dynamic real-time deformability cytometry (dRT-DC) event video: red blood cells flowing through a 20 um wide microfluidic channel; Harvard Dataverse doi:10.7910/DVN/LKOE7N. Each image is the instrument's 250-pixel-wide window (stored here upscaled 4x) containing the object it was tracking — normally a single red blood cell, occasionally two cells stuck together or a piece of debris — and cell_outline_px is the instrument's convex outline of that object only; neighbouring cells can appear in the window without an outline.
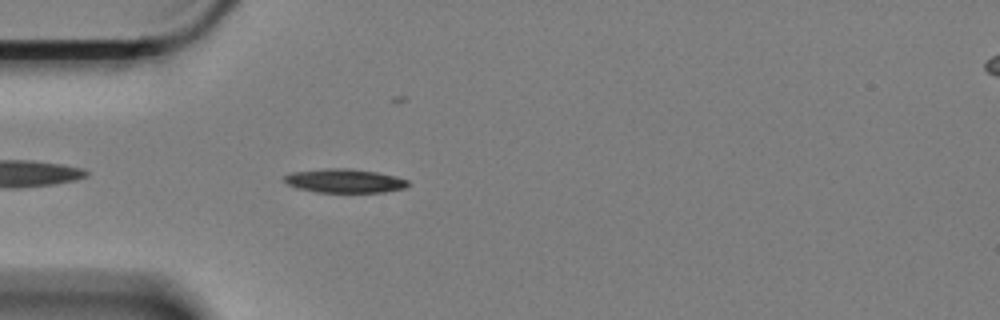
{"species": "Egyptian fruit bat (a non-hibernating species)", "species_latin": "Rousettus aegyptiacus", "temperature_condition": "cold", "stored_images_in_passage": 46, "camera_frame_rate_fps": 3000, "um_per_image_px": 0.085, "animal": {"sex": "female"}, "frame": {"image": 1, "passage_image": 4, "time_ms": 1.0, "image_size_px": [1000, 320], "cell_outline_px": [[408, 184], [404, 188], [384, 192], [316, 192], [296, 188], [288, 184], [280, 176], [292, 172], [328, 168], [348, 168], [376, 172], [396, 176], [408, 180]], "centroid_in_image_um": [29.24, 15.37], "position_along_channel_um": 55.8, "area_um2": 17.22}}
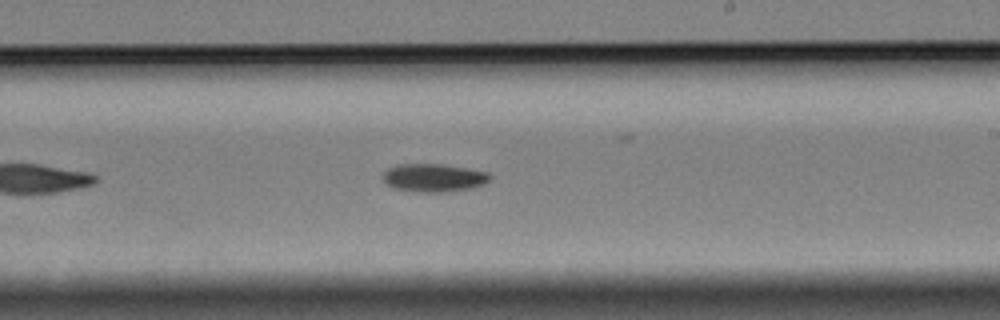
{"frame": {"image": 2, "passage_image": 22, "time_ms": 7.0, "image_size_px": [1000, 320], "cell_outline_px": [[492, 176], [484, 184], [472, 188], [444, 192], [420, 192], [392, 188], [384, 184], [380, 176], [388, 168], [396, 164], [440, 164], [468, 168], [488, 172]], "centroid_in_image_um": [36.81, 15.11], "position_along_channel_um": 252.2, "area_um2": 17.8}}
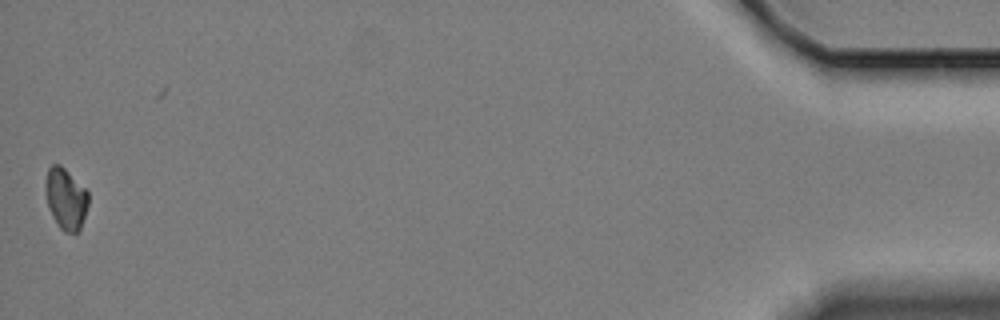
{"frame": {"image": 3, "passage_image": 46, "time_ms": 15.0, "image_size_px": [1000, 320], "cell_outline_px": [[88, 204], [80, 228], [76, 232], [64, 232], [60, 228], [52, 216], [44, 192], [44, 188], [48, 168], [52, 164], [60, 164], [88, 192]], "centroid_in_image_um": [5.56, 16.88], "position_along_channel_um": 429.6, "area_um2": 15.09}, "authors_computed_cell_mechanics": {"area_um2": 16.7331, "velocity_mm_per_s": 3.3578, "shape_relaxation_time_tau1_ms": 2.186, "shape_relaxation_time_tau2_ms": null, "deformation_change_tau1": 0.121, "deformation_change_tau2": null}}